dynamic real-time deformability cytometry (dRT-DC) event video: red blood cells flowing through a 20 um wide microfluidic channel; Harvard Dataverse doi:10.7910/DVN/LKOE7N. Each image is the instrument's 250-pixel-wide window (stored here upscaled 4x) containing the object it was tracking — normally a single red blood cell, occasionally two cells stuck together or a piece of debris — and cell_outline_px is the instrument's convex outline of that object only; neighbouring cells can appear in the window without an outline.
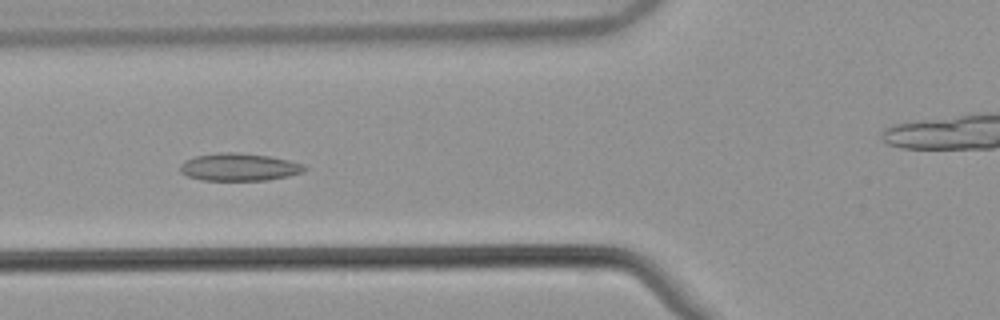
{"species": "common noctule bat (a hibernating species)", "species_latin": "Nyctalus noctula", "temperature_condition": "warm", "stored_images_in_passage": 55, "camera_frame_rate_fps": 3000, "um_per_image_px": 0.085, "animal": {"sex": "male", "body_mass_g": 21.5, "forearm_length_mm": 52.0}, "frame": {"image": 1, "passage_image": 21, "time_ms": 6.667, "image_size_px": [1000, 320], "cell_outline_px": [[308, 168], [304, 172], [288, 176], [268, 180], [200, 180], [188, 176], [180, 172], [180, 164], [184, 160], [196, 156], [220, 152], [236, 152], [268, 156], [288, 160], [304, 164]], "centroid_in_image_um": [20.33, 14.2], "position_along_channel_um": 105.5, "area_um2": 20.06}}
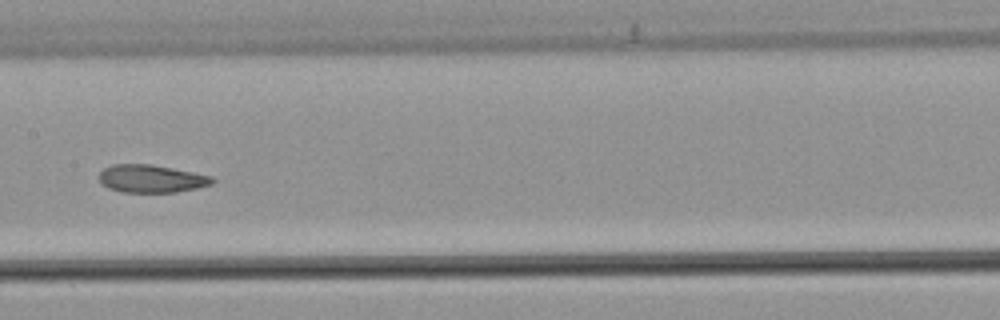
{"frame": {"image": 2, "passage_image": 28, "time_ms": 9.0, "image_size_px": [1000, 320], "cell_outline_px": [[216, 180], [212, 184], [196, 188], [176, 192], [124, 192], [108, 188], [100, 184], [96, 176], [104, 168], [112, 164], [152, 164], [212, 176]], "centroid_in_image_um": [12.81, 15.18], "position_along_channel_um": 194.6, "area_um2": 18.5}}
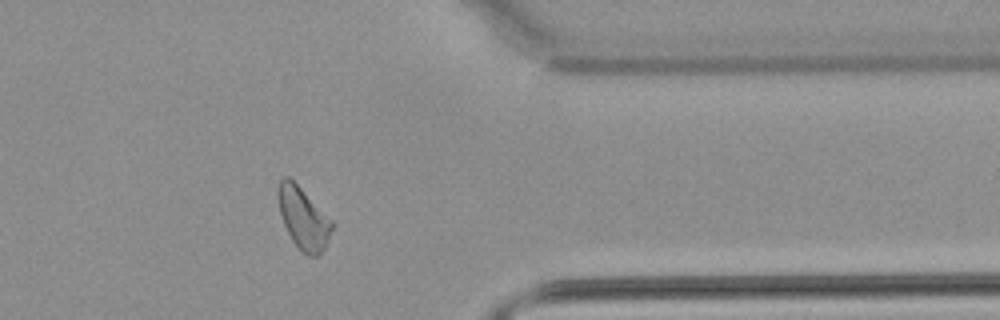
{"frame": {"image": 3, "passage_image": 44, "time_ms": 14.333, "image_size_px": [1000, 320], "cell_outline_px": [[332, 228], [328, 240], [324, 248], [316, 256], [308, 256], [292, 240], [284, 224], [280, 212], [276, 196], [276, 192], [280, 180], [284, 176], [288, 176], [332, 220]], "centroid_in_image_um": [25.75, 18.53], "position_along_channel_um": 385.7, "area_um2": 18.9}, "authors_computed_cell_mechanics": {"area_um2": 19.941, "velocity_mm_per_s": 3.8238, "shape_relaxation_time_tau1_ms": null, "shape_relaxation_time_tau2_ms": 2.6766, "deformation_change_tau1": null, "deformation_change_tau2": 0.0795}}